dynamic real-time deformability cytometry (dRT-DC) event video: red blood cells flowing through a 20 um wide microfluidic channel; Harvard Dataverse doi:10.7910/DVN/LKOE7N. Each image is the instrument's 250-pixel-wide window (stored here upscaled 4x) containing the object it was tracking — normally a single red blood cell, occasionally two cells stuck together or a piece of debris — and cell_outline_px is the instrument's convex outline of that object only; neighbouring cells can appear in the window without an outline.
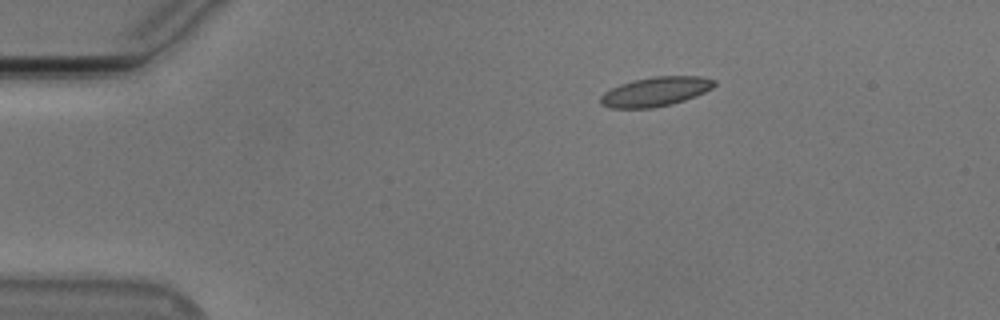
{"species": "Egyptian fruit bat (a non-hibernating species)", "species_latin": "Rousettus aegyptiacus", "temperature_condition": "cold", "stored_images_in_passage": 46, "camera_frame_rate_fps": 3000, "um_per_image_px": 0.085, "animal": {"sex": "male"}, "frame": {"image": 1, "passage_image": 1, "time_ms": 0.0, "image_size_px": [1000, 320], "cell_outline_px": [[716, 84], [712, 88], [696, 96], [672, 104], [652, 108], [612, 108], [600, 104], [600, 96], [604, 92], [620, 84], [636, 80], [656, 76], [700, 76], [716, 80]], "centroid_in_image_um": [55.73, 7.79], "position_along_channel_um": 29.3, "area_um2": 19.36}}
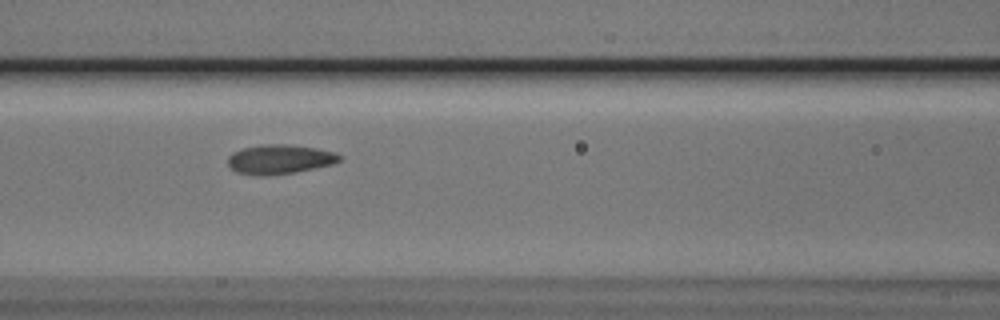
{"frame": {"image": 2, "passage_image": 15, "time_ms": 4.667, "image_size_px": [1000, 320], "cell_outline_px": [[340, 160], [332, 164], [292, 172], [268, 176], [256, 176], [236, 172], [228, 164], [228, 156], [232, 152], [244, 148], [260, 144], [288, 144], [316, 148], [336, 152], [340, 156]], "centroid_in_image_um": [23.73, 13.53], "position_along_channel_um": 142.9, "area_um2": 19.07}}
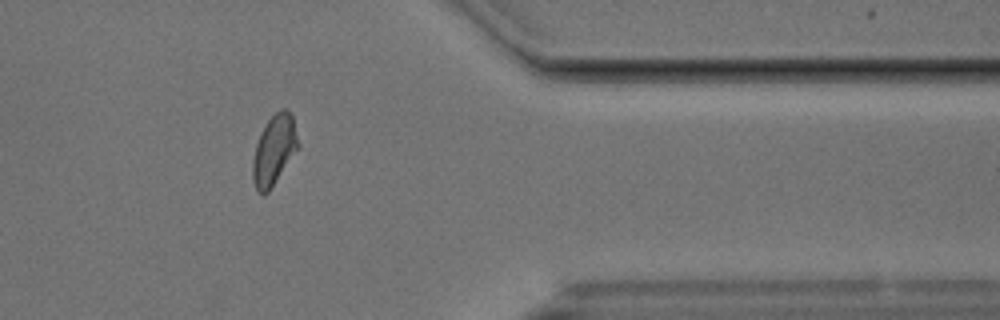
{"frame": {"image": 3, "passage_image": 36, "time_ms": 11.667, "image_size_px": [1000, 320], "cell_outline_px": [[300, 148], [268, 192], [264, 196], [256, 188], [252, 180], [252, 160], [256, 144], [260, 132], [268, 120], [280, 108], [288, 108], [292, 112], [300, 144]], "centroid_in_image_um": [23.33, 12.72], "position_along_channel_um": 388.1, "area_um2": 18.96}, "authors_computed_cell_mechanics": {"area_um2": 18.7272, "velocity_mm_per_s": 3.7436, "shape_relaxation_time_tau1_ms": 3.208, "shape_relaxation_time_tau2_ms": 1.2785, "deformation_change_tau1": 0.1295, "deformation_change_tau2": 0.0688}}